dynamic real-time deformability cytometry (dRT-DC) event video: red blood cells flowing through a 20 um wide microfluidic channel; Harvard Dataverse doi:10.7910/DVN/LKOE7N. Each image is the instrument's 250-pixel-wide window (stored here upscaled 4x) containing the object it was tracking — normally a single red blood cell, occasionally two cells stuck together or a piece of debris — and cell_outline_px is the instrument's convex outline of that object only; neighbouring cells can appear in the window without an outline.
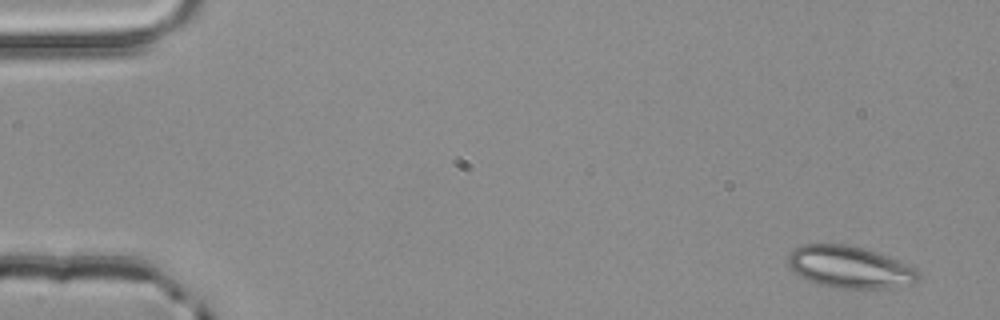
{"species": "common noctule bat (a hibernating species)", "species_latin": "Nyctalus noctula", "temperature_condition": "room temperature", "stored_images_in_passage": 3, "camera_frame_rate_fps": 3000, "um_per_image_px": 0.085, "animal": {"sex": "male", "body_mass_g": 20.4}, "frame": {"image": 1, "passage_image": 1, "time_ms": 0.0, "image_size_px": [1000, 320], "cell_outline_px": [[920, 276], [912, 284], [888, 288], [832, 288], [808, 280], [800, 276], [788, 264], [788, 256], [796, 248], [804, 244], [844, 244], [864, 248], [876, 252], [916, 268], [920, 272]], "centroid_in_image_um": [72.24, 22.71], "position_along_channel_um": 12.8, "area_um2": 31.56}}